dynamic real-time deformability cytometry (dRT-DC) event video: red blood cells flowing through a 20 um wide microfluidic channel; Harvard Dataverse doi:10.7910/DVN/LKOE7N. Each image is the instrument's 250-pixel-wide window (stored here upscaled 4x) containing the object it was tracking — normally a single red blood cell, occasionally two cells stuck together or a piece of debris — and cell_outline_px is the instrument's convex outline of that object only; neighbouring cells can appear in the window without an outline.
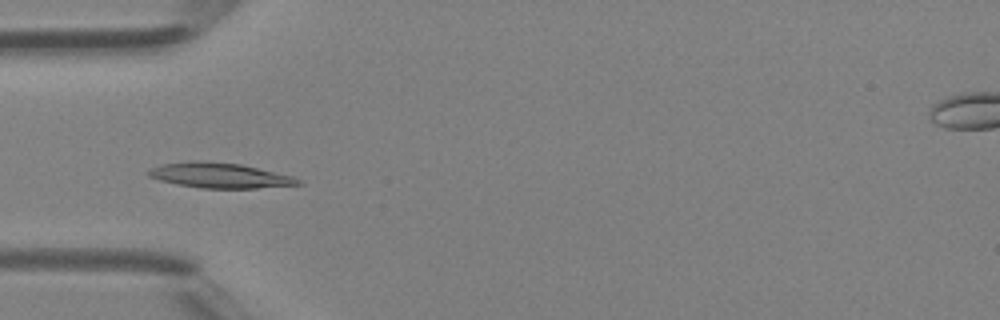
{"species": "Egyptian fruit bat (a non-hibernating species)", "species_latin": "Rousettus aegyptiacus", "temperature_condition": "room temperature", "stored_images_in_passage": 46, "camera_frame_rate_fps": 3000, "um_per_image_px": 0.085, "animal": {"sex": "female"}, "frame": {"image": 1, "passage_image": 14, "time_ms": 4.333, "image_size_px": [1000, 320], "cell_outline_px": [[304, 184], [256, 188], [200, 188], [176, 184], [160, 180], [148, 176], [144, 172], [148, 168], [160, 164], [188, 160], [196, 160], [240, 164], [292, 176], [304, 180]], "centroid_in_image_um": [18.61, 14.9], "position_along_channel_um": 66.4, "area_um2": 22.2}}
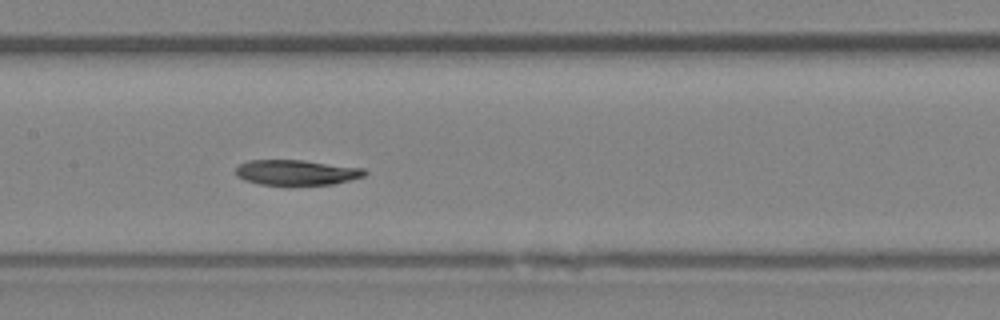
{"frame": {"image": 2, "passage_image": 22, "time_ms": 7.0, "image_size_px": [1000, 320], "cell_outline_px": [[368, 172], [364, 176], [332, 184], [288, 188], [260, 184], [244, 180], [236, 176], [236, 168], [240, 164], [248, 160], [304, 160], [364, 168]], "centroid_in_image_um": [25.18, 14.7], "position_along_channel_um": 182.2, "area_um2": 19.83}}
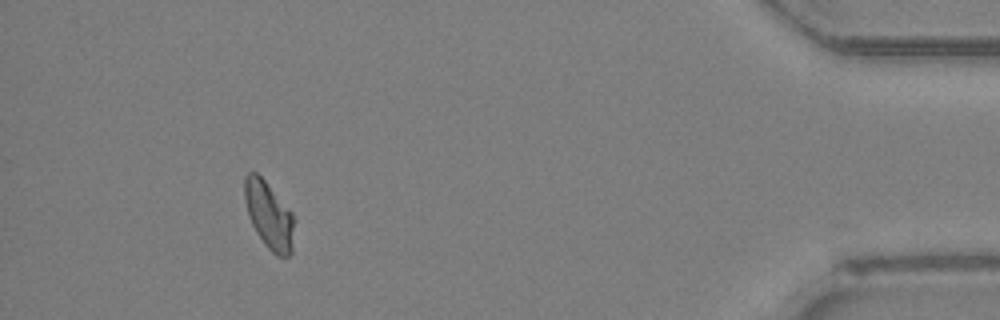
{"frame": {"image": 3, "passage_image": 42, "time_ms": 13.667, "image_size_px": [1000, 320], "cell_outline_px": [[296, 220], [292, 252], [288, 256], [276, 256], [264, 244], [256, 232], [248, 216], [244, 200], [244, 176], [248, 172], [256, 172], [264, 180], [292, 212]], "centroid_in_image_um": [22.88, 18.31], "position_along_channel_um": 412.3, "area_um2": 19.71}, "authors_computed_cell_mechanics": {"area_um2": 20.0277, "velocity_mm_per_s": 4.3933, "shape_relaxation_time_tau1_ms": 5.8341, "shape_relaxation_time_tau2_ms": 9.1743, "deformation_change_tau1": 0.1563, "deformation_change_tau2": 0.156}}